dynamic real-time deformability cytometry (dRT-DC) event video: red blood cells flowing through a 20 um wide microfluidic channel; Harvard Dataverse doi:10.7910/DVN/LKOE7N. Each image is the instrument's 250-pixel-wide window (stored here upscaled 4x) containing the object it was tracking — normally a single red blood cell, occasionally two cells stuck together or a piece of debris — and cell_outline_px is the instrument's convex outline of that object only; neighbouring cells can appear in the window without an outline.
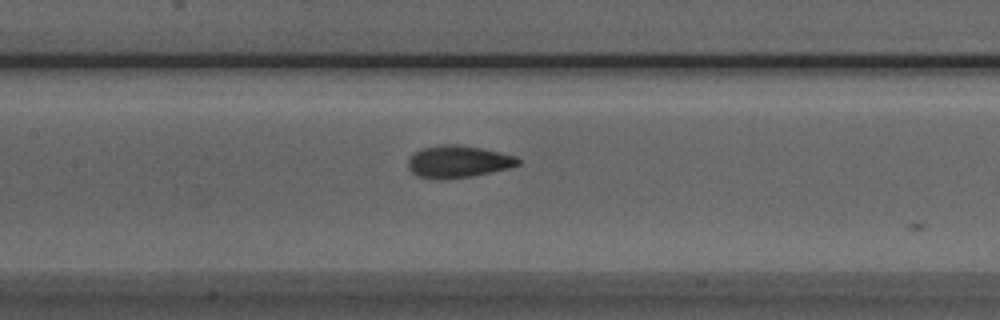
{"species": "Egyptian fruit bat (a non-hibernating species)", "species_latin": "Rousettus aegyptiacus", "temperature_condition": "room temperature", "stored_images_in_passage": 12, "camera_frame_rate_fps": 3000, "um_per_image_px": 0.085, "animal": {"sex": "male"}, "frame": {"image": 1, "passage_image": 8, "time_ms": 2.333, "image_size_px": [1000, 320], "cell_outline_px": [[520, 164], [508, 168], [472, 176], [436, 180], [416, 176], [408, 168], [408, 160], [416, 152], [424, 148], [440, 144], [460, 144], [500, 152], [516, 156], [520, 160]], "centroid_in_image_um": [38.93, 13.74], "position_along_channel_um": 168.5, "area_um2": 20.58}}
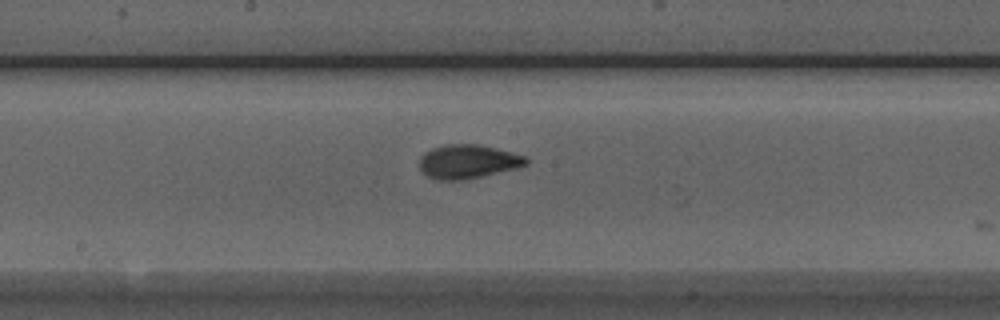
{"frame": {"image": 2, "passage_image": 11, "time_ms": 3.333, "image_size_px": [1000, 320], "cell_outline_px": [[528, 164], [516, 168], [464, 180], [436, 180], [428, 176], [420, 168], [420, 156], [424, 152], [432, 148], [444, 144], [476, 144], [496, 148], [524, 156], [528, 160]], "centroid_in_image_um": [39.74, 13.73], "position_along_channel_um": 208.5, "area_um2": 20.92}}